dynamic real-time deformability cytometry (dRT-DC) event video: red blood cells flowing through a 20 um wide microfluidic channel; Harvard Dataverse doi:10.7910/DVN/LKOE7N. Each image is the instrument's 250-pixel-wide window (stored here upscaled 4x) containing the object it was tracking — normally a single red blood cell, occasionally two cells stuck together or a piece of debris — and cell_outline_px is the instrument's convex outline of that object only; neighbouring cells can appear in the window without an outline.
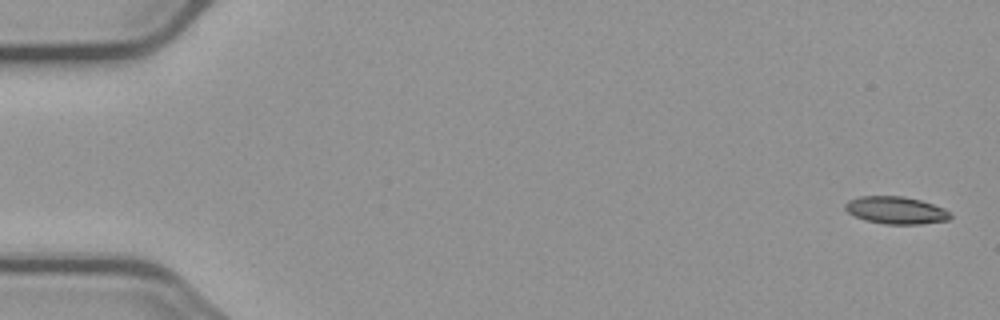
{"species": "common noctule bat (a hibernating species)", "species_latin": "Nyctalus noctula", "temperature_condition": "cold", "stored_images_in_passage": 6, "camera_frame_rate_fps": 3000, "um_per_image_px": 0.085, "animal": {"sex": "male", "body_mass_g": 23.1, "forearm_length_mm": 52.7}, "frame": {"image": 1, "passage_image": 1, "time_ms": 0.0, "image_size_px": [1000, 320], "cell_outline_px": [[952, 216], [948, 220], [920, 224], [884, 224], [864, 220], [848, 212], [844, 208], [844, 204], [848, 200], [860, 196], [900, 196], [920, 200], [944, 208]], "centroid_in_image_um": [76.12, 17.87], "position_along_channel_um": 8.9, "area_um2": 16.7}}
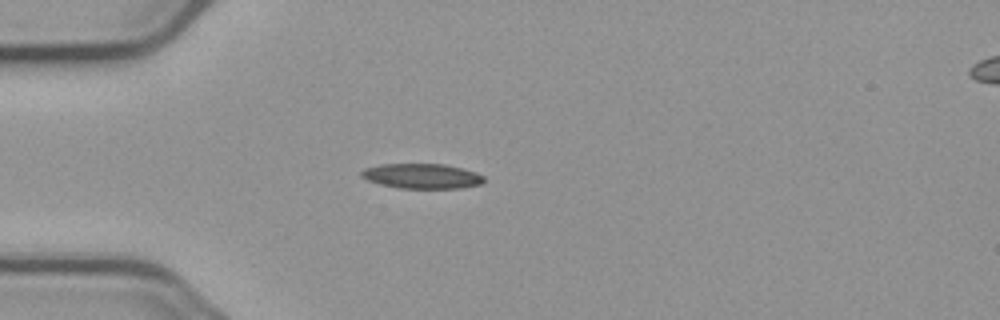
{"frame": {"image": 2, "passage_image": 5, "time_ms": 4.667, "image_size_px": [1000, 320], "cell_outline_px": [[484, 180], [480, 184], [460, 188], [400, 188], [380, 184], [368, 180], [360, 176], [360, 172], [364, 168], [380, 164], [444, 164], [476, 172], [484, 176]], "centroid_in_image_um": [35.84, 14.96], "position_along_channel_um": 49.2, "area_um2": 17.74}}